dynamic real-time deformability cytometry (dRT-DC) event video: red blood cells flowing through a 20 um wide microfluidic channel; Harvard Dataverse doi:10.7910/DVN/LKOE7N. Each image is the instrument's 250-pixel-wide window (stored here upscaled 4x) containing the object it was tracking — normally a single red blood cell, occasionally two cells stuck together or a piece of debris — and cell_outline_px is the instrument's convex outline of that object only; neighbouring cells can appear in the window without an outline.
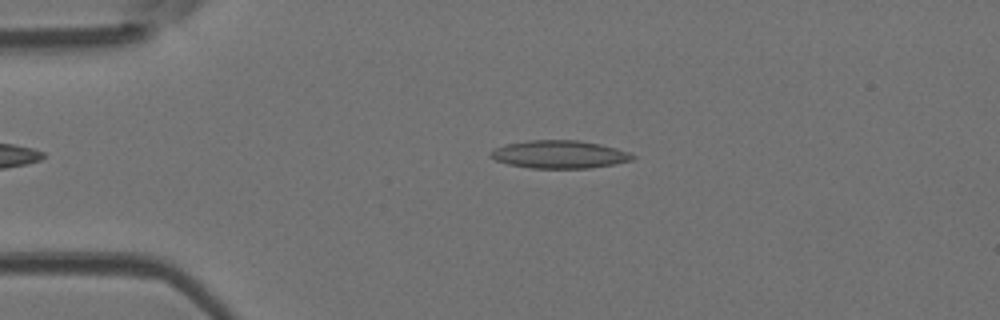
{"species": "Egyptian fruit bat (a non-hibernating species)", "species_latin": "Rousettus aegyptiacus", "temperature_condition": "room temperature", "stored_images_in_passage": 45, "camera_frame_rate_fps": 3000, "um_per_image_px": 0.085, "animal": {"sex": "female"}, "frame": {"image": 1, "passage_image": 10, "time_ms": 3.0, "image_size_px": [1000, 320], "cell_outline_px": [[636, 156], [632, 160], [616, 164], [592, 168], [528, 168], [508, 164], [496, 160], [488, 156], [488, 152], [504, 144], [528, 140], [576, 140], [600, 144], [616, 148], [628, 152]], "centroid_in_image_um": [47.52, 13.13], "position_along_channel_um": 37.5, "area_um2": 23.24}}
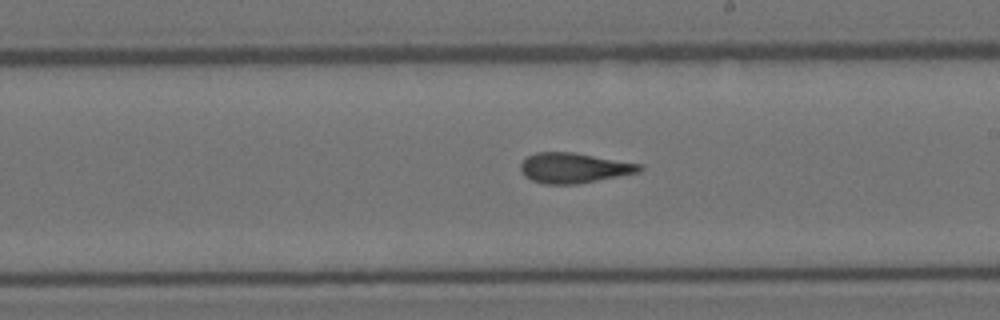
{"frame": {"image": 2, "passage_image": 28, "time_ms": 9.0, "image_size_px": [1000, 320], "cell_outline_px": [[644, 168], [640, 172], [576, 184], [544, 184], [532, 180], [524, 176], [520, 172], [520, 164], [528, 156], [536, 152], [572, 152], [640, 164]], "centroid_in_image_um": [48.74, 14.28], "position_along_channel_um": 240.3, "area_um2": 20.75}}
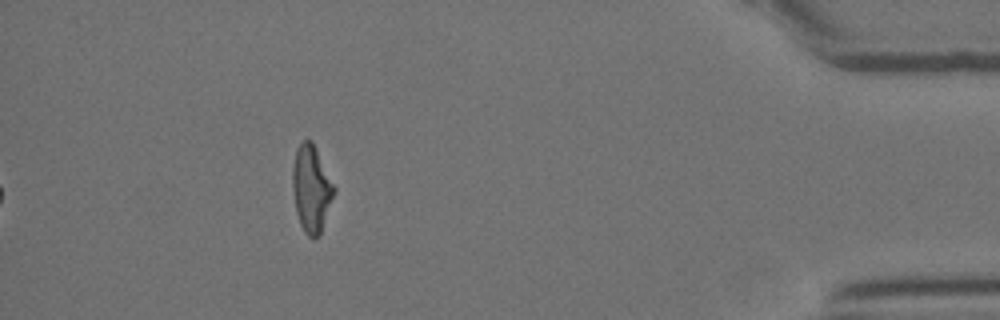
{"frame": {"image": 3, "passage_image": 45, "time_ms": 14.667, "image_size_px": [1000, 320], "cell_outline_px": [[336, 192], [320, 236], [312, 240], [304, 232], [300, 224], [296, 212], [292, 188], [292, 168], [296, 148], [304, 140], [312, 140], [336, 188]], "centroid_in_image_um": [26.48, 16.07], "position_along_channel_um": 408.7, "area_um2": 21.39}, "authors_computed_cell_mechanics": {"area_um2": 21.386, "velocity_mm_per_s": 3.9354, "shape_relaxation_time_tau1_ms": null, "shape_relaxation_time_tau2_ms": 3.0345, "deformation_change_tau1": null, "deformation_change_tau2": 0.1243}}